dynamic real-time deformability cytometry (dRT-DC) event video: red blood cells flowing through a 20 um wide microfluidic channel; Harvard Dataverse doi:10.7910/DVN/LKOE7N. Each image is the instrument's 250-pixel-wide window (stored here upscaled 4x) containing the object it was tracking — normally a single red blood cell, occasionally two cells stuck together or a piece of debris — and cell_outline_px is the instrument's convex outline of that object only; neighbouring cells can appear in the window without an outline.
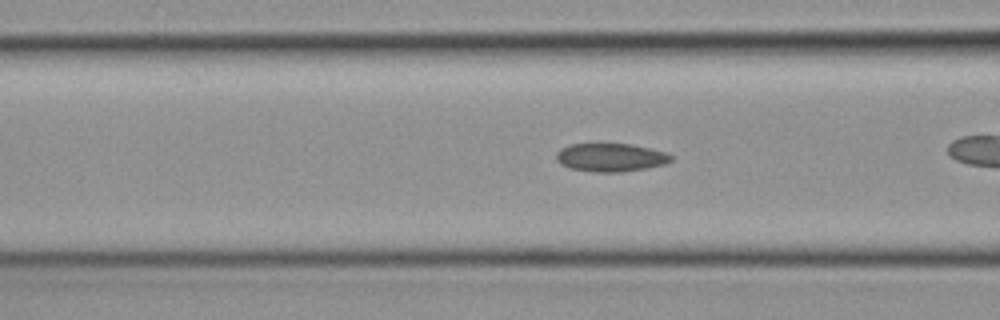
{"species": "common noctule bat (a hibernating species)", "species_latin": "Nyctalus noctula", "temperature_condition": "cold", "stored_images_in_passage": 18, "camera_frame_rate_fps": 3000, "um_per_image_px": 0.085, "animal": {"sex": "female", "body_mass_g": 19.3, "forearm_length_mm": 54.1}, "frame": {"image": 1, "passage_image": 16, "time_ms": 5.0, "image_size_px": [1000, 320], "cell_outline_px": [[672, 160], [664, 164], [644, 168], [620, 172], [592, 172], [568, 168], [560, 164], [556, 160], [556, 152], [560, 148], [568, 144], [632, 144], [664, 152], [672, 156]], "centroid_in_image_um": [51.83, 13.38], "position_along_channel_um": 114.8, "area_um2": 18.9}}